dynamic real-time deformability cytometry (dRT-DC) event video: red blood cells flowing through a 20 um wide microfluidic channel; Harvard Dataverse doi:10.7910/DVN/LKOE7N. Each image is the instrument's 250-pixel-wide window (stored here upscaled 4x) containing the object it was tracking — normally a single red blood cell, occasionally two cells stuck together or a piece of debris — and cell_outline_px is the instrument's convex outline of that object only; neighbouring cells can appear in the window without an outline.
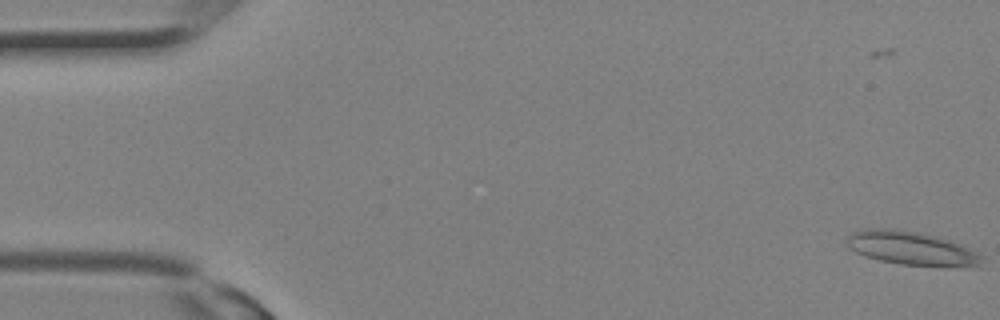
{"species": "Egyptian fruit bat (a non-hibernating species)", "species_latin": "Rousettus aegyptiacus", "temperature_condition": "room temperature", "stored_images_in_passage": 33, "camera_frame_rate_fps": 3000, "um_per_image_px": 0.085, "animal": {"sex": "female"}, "frame": {"image": 1, "passage_image": 3, "time_ms": 0.667, "image_size_px": [1000, 320], "cell_outline_px": [[984, 256], [976, 264], [956, 268], [948, 268], [900, 264], [880, 260], [864, 256], [848, 248], [848, 236], [852, 232], [864, 228], [896, 228], [920, 232], [948, 240], [968, 248]], "centroid_in_image_um": [77.43, 21.11], "position_along_channel_um": 7.6, "area_um2": 26.59}}
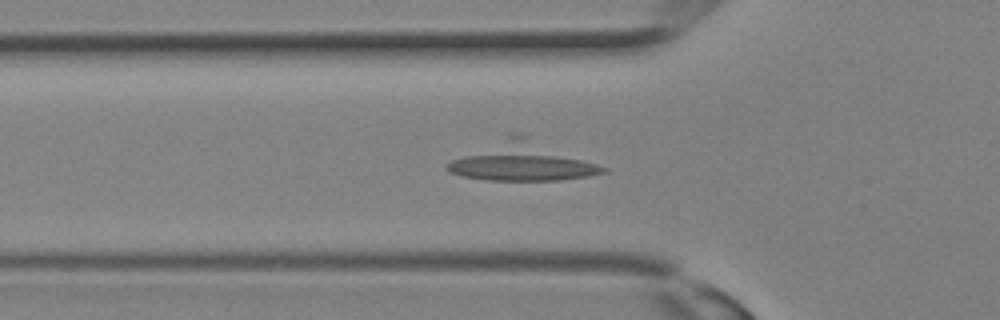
{"frame": {"image": 2, "passage_image": 13, "time_ms": 4.0, "image_size_px": [1000, 320], "cell_outline_px": [[608, 172], [588, 176], [560, 180], [484, 180], [464, 176], [452, 172], [444, 168], [444, 164], [508, 132], [524, 132], [608, 168]], "centroid_in_image_um": [44.4, 13.67], "position_along_channel_um": 81.4, "area_um2": 35.89}}
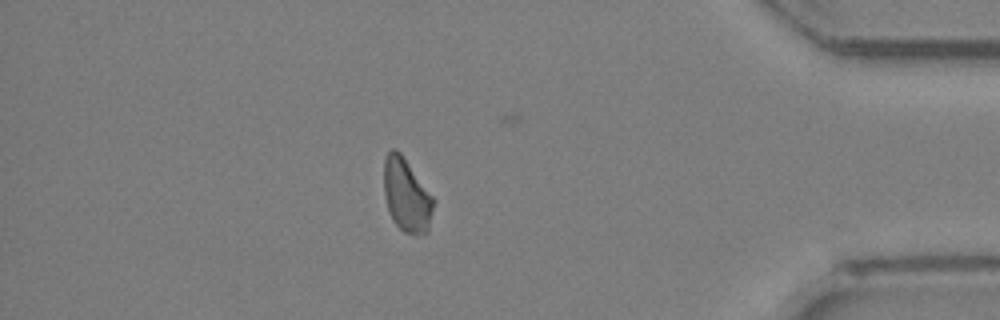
{"frame": {"image": 3, "passage_image": 29, "time_ms": 9.333, "image_size_px": [1000, 320], "cell_outline_px": [[436, 200], [428, 232], [420, 236], [416, 236], [404, 232], [392, 220], [384, 196], [384, 156], [392, 148], [396, 148], [400, 152]], "centroid_in_image_um": [34.57, 16.62], "position_along_channel_um": 400.6, "area_um2": 21.56}}